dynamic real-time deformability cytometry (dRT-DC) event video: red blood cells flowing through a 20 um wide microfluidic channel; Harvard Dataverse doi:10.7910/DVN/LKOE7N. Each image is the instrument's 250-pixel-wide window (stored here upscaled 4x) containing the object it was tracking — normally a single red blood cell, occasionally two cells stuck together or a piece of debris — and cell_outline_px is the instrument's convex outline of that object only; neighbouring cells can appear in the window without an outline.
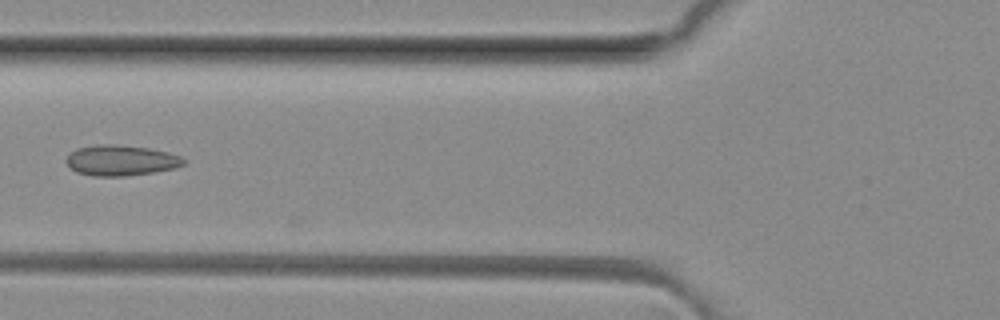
{"species": "common noctule bat (a hibernating species)", "species_latin": "Nyctalus noctula", "temperature_condition": "room temperature", "stored_images_in_passage": 3, "camera_frame_rate_fps": 3000, "um_per_image_px": 0.085, "animal": {"sex": "female", "body_mass_g": 29.2, "forearm_length_mm": 56.3}, "frame": {"image": 1, "passage_image": 3, "time_ms": 0.667, "image_size_px": [1000, 320], "cell_outline_px": [[184, 164], [176, 168], [152, 172], [124, 176], [92, 176], [76, 172], [64, 160], [76, 148], [100, 144], [116, 144], [148, 148], [168, 152], [180, 156], [184, 160]], "centroid_in_image_um": [10.26, 13.63], "position_along_channel_um": 115.5, "area_um2": 20.81}}